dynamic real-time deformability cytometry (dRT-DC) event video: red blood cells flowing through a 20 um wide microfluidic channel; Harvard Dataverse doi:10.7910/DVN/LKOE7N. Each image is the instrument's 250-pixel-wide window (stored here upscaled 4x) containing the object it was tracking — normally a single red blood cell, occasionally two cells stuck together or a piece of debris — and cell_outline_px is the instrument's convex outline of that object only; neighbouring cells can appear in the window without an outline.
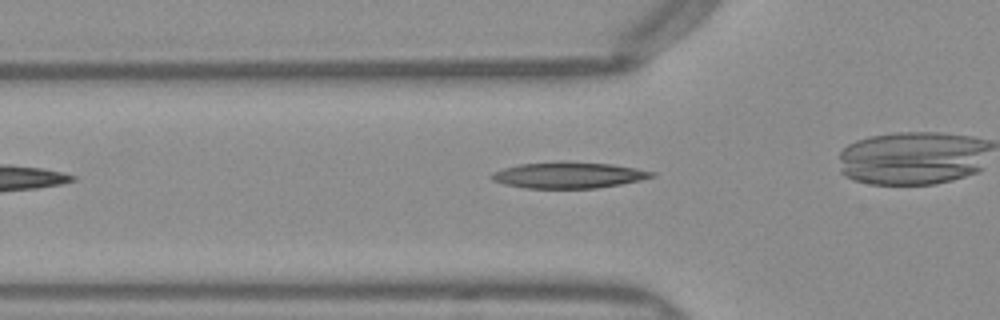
{"species": "Egyptian fruit bat (a non-hibernating species)", "species_latin": "Rousettus aegyptiacus", "temperature_condition": "warm", "stored_images_in_passage": 26, "camera_frame_rate_fps": 3000, "um_per_image_px": 0.085, "frame": {"image": 1, "passage_image": 3, "time_ms": 0.667, "image_size_px": [1000, 320], "cell_outline_px": [[656, 176], [640, 180], [620, 184], [596, 188], [524, 188], [504, 184], [492, 180], [488, 176], [492, 172], [504, 168], [520, 164], [560, 160], [612, 164], [636, 168], [656, 172]], "centroid_in_image_um": [48.31, 14.87], "position_along_channel_um": 77.5, "area_um2": 24.74}}
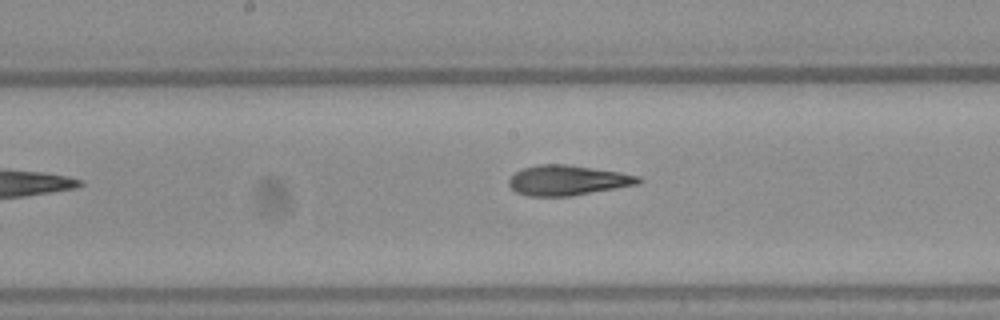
{"frame": {"image": 2, "passage_image": 12, "time_ms": 3.667, "image_size_px": [1000, 320], "cell_outline_px": [[644, 180], [640, 184], [568, 196], [528, 196], [516, 192], [508, 184], [508, 180], [516, 172], [524, 168], [540, 164], [564, 164], [620, 172], [640, 176]], "centroid_in_image_um": [48.27, 15.32], "position_along_channel_um": 199.9, "area_um2": 22.54}}
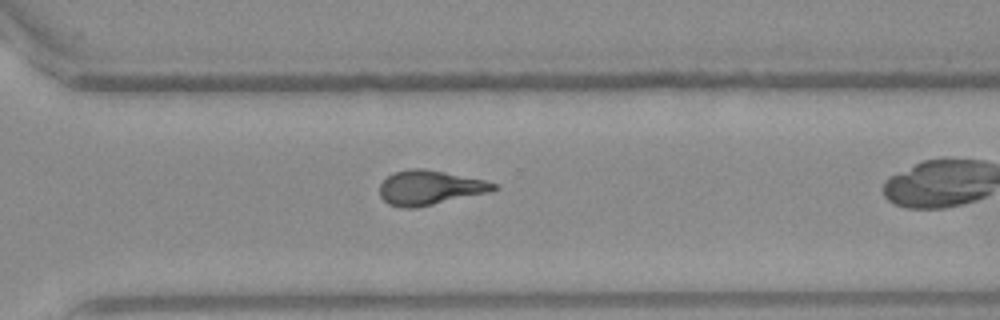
{"frame": {"image": 3, "passage_image": 22, "time_ms": 7.0, "image_size_px": [1000, 320], "cell_outline_px": [[500, 188], [488, 192], [416, 208], [404, 208], [388, 204], [380, 196], [380, 184], [388, 176], [396, 172], [408, 168], [424, 168], [484, 180], [500, 184]], "centroid_in_image_um": [36.54, 15.95], "position_along_channel_um": 334.1, "area_um2": 22.83}}